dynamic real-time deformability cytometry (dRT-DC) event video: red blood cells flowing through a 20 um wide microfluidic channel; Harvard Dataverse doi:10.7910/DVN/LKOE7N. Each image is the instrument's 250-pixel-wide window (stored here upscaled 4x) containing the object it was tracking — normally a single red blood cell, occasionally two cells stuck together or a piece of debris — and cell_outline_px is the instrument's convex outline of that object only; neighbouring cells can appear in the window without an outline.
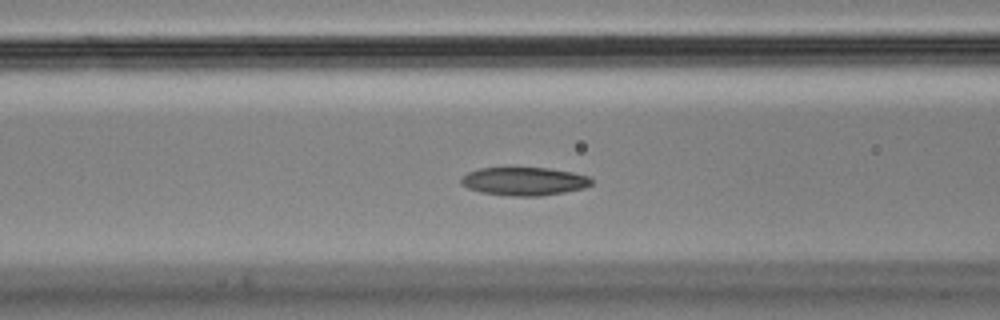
{"species": "Egyptian fruit bat (a non-hibernating species)", "species_latin": "Rousettus aegyptiacus", "temperature_condition": "cold", "stored_images_in_passage": 42, "camera_frame_rate_fps": 3000, "um_per_image_px": 0.085, "animal": {"sex": "male"}, "frame": {"image": 1, "passage_image": 9, "time_ms": 2.667, "image_size_px": [1000, 320], "cell_outline_px": [[592, 184], [584, 188], [564, 192], [540, 196], [512, 196], [480, 192], [468, 188], [460, 184], [460, 176], [468, 172], [480, 168], [548, 168], [572, 172], [588, 176], [592, 180]], "centroid_in_image_um": [44.52, 15.41], "position_along_channel_um": 122.1, "area_um2": 21.5}}
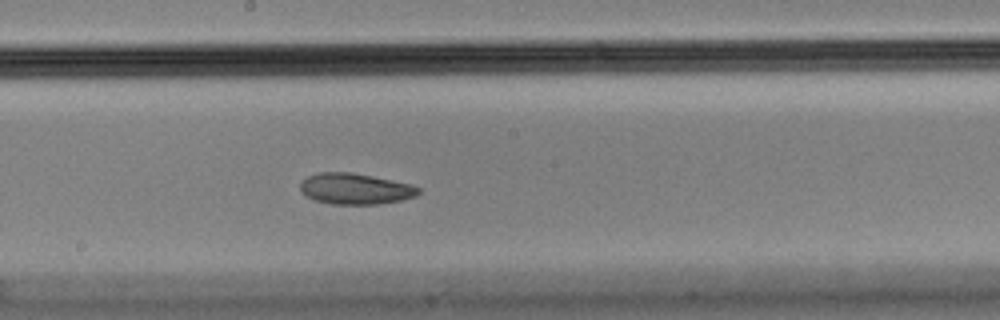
{"frame": {"image": 2, "passage_image": 17, "time_ms": 5.333, "image_size_px": [1000, 320], "cell_outline_px": [[420, 192], [416, 196], [400, 200], [376, 204], [332, 204], [316, 200], [300, 192], [300, 184], [308, 176], [316, 172], [352, 172], [412, 184], [420, 188]], "centroid_in_image_um": [30.2, 16.04], "position_along_channel_um": 218.0, "area_um2": 21.27}}
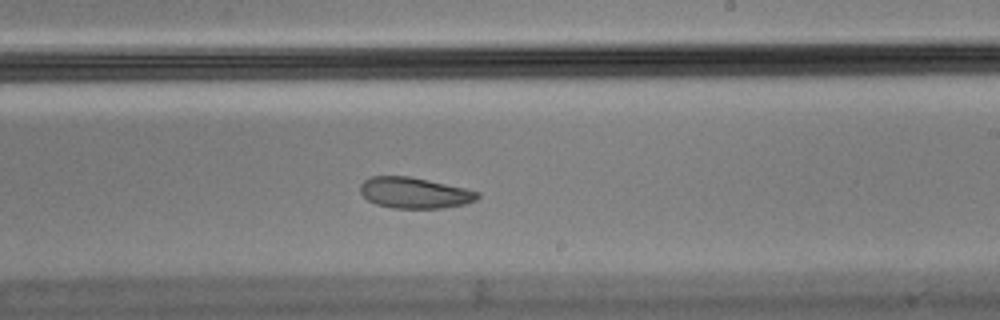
{"frame": {"image": 3, "passage_image": 20, "time_ms": 6.333, "image_size_px": [1000, 320], "cell_outline_px": [[480, 196], [476, 200], [464, 204], [444, 208], [392, 208], [376, 204], [368, 200], [360, 192], [360, 184], [364, 180], [372, 176], [408, 176], [428, 180], [464, 188], [480, 192]], "centroid_in_image_um": [35.22, 16.39], "position_along_channel_um": 253.8, "area_um2": 21.1}, "authors_computed_cell_mechanics": {"area_um2": 22.4842, "velocity_mm_per_s": 3.6007, "shape_relaxation_time_tau1_ms": null, "shape_relaxation_time_tau2_ms": 8.2309, "deformation_change_tau1": null, "deformation_change_tau2": 0.1073}}